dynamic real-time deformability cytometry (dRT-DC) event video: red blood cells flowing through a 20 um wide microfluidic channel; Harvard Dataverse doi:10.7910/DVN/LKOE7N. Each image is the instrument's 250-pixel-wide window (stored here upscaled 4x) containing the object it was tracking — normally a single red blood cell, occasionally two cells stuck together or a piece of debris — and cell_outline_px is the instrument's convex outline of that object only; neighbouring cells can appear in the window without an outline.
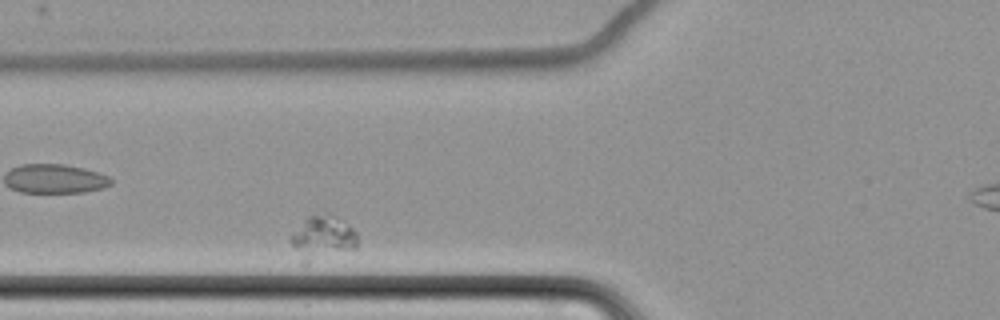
{"species": "common noctule bat (a hibernating species)", "species_latin": "Nyctalus noctula", "temperature_condition": "cold", "stored_images_in_passage": 5, "camera_frame_rate_fps": 3000, "um_per_image_px": 0.085, "animal": {"sex": "female", "body_mass_g": 22.7, "forearm_length_mm": 54.2}, "frame": {"image": 1, "passage_image": 4, "time_ms": 3.667, "image_size_px": [1000, 320], "cell_outline_px": [[356, 248], [308, 264], [300, 264], [288, 240], [304, 220], [308, 216], [328, 212], [336, 216], [348, 224], [356, 232]], "centroid_in_image_um": [27.37, 20.24], "position_along_channel_um": 98.4, "area_um2": 17.46}}